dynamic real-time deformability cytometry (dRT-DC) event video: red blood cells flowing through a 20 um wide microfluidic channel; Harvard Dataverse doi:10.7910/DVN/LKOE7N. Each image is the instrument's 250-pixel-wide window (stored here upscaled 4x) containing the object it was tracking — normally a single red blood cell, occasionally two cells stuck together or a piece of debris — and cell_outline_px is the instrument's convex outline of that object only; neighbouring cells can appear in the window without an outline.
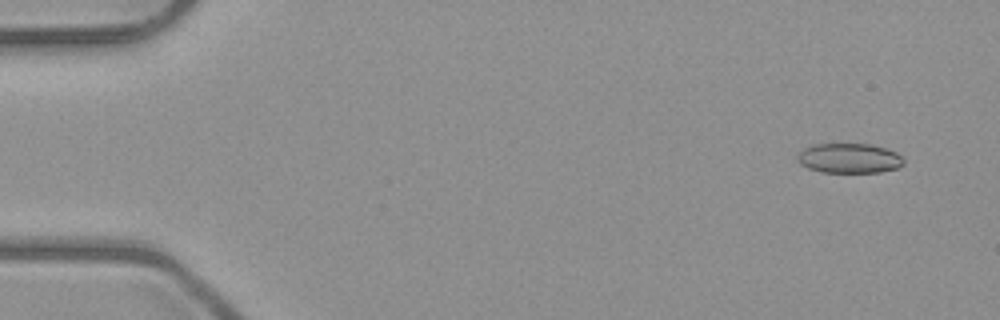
{"species": "common noctule bat (a hibernating species)", "species_latin": "Nyctalus noctula", "temperature_condition": "room temperature", "stored_images_in_passage": 6, "camera_frame_rate_fps": 3000, "um_per_image_px": 0.085, "animal": {"sex": "male", "body_mass_g": 23.1, "forearm_length_mm": 52.7}, "frame": {"image": 1, "passage_image": 2, "time_ms": 1.0, "image_size_px": [1000, 320], "cell_outline_px": [[904, 164], [896, 168], [880, 172], [820, 172], [808, 168], [800, 164], [796, 160], [796, 156], [804, 148], [816, 144], [872, 144], [896, 152], [904, 160]], "centroid_in_image_um": [72.16, 13.45], "position_along_channel_um": 12.8, "area_um2": 18.44}}
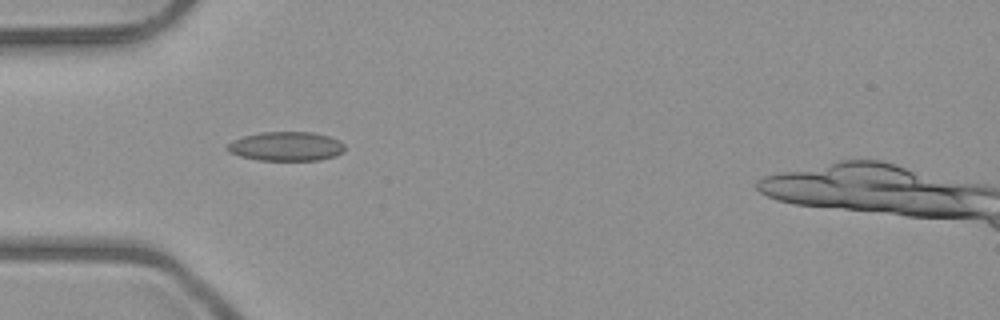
{"frame": {"image": 2, "passage_image": 5, "time_ms": 5.333, "image_size_px": [1000, 320], "cell_outline_px": [[344, 152], [336, 156], [320, 160], [260, 160], [240, 156], [224, 148], [232, 140], [244, 136], [260, 132], [312, 132], [328, 136], [340, 140], [344, 144]], "centroid_in_image_um": [24.35, 12.43], "position_along_channel_um": 60.7, "area_um2": 20.0}}
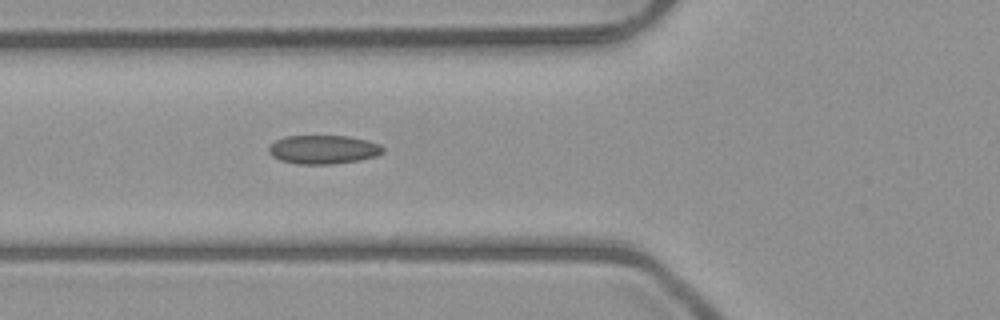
{"frame": {"image": 3, "passage_image": 6, "time_ms": 6.333, "image_size_px": [1000, 320], "cell_outline_px": [[384, 152], [376, 156], [360, 160], [332, 164], [296, 164], [280, 160], [272, 156], [268, 152], [268, 148], [276, 140], [284, 136], [348, 136], [368, 140], [380, 144], [384, 148]], "centroid_in_image_um": [27.49, 12.71], "position_along_channel_um": 98.3, "area_um2": 19.25}}